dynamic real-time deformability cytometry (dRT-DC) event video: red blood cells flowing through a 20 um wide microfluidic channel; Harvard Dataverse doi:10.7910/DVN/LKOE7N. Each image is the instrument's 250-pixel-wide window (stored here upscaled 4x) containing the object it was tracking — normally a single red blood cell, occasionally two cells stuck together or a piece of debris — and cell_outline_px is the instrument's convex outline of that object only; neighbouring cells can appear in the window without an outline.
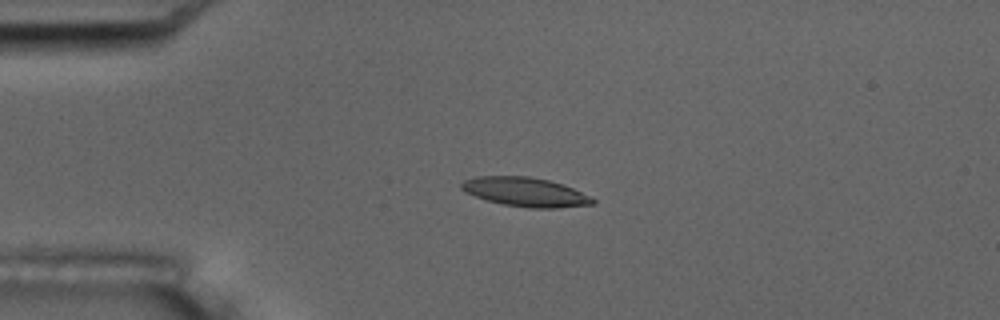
{"species": "common noctule bat (a hibernating species)", "species_latin": "Nyctalus noctula", "temperature_condition": "room temperature", "stored_images_in_passage": 6, "camera_frame_rate_fps": 3000, "um_per_image_px": 0.085, "animal": {"sex": "male", "body_mass_g": 17.5, "forearm_length_mm": 52.3}, "frame": {"image": 1, "passage_image": 4, "time_ms": 3.333, "image_size_px": [1000, 320], "cell_outline_px": [[596, 204], [556, 208], [528, 208], [504, 204], [488, 200], [464, 192], [460, 188], [460, 184], [464, 180], [476, 176], [528, 176], [548, 180], [572, 188], [596, 200]], "centroid_in_image_um": [44.63, 16.32], "position_along_channel_um": 40.4, "area_um2": 22.08}}